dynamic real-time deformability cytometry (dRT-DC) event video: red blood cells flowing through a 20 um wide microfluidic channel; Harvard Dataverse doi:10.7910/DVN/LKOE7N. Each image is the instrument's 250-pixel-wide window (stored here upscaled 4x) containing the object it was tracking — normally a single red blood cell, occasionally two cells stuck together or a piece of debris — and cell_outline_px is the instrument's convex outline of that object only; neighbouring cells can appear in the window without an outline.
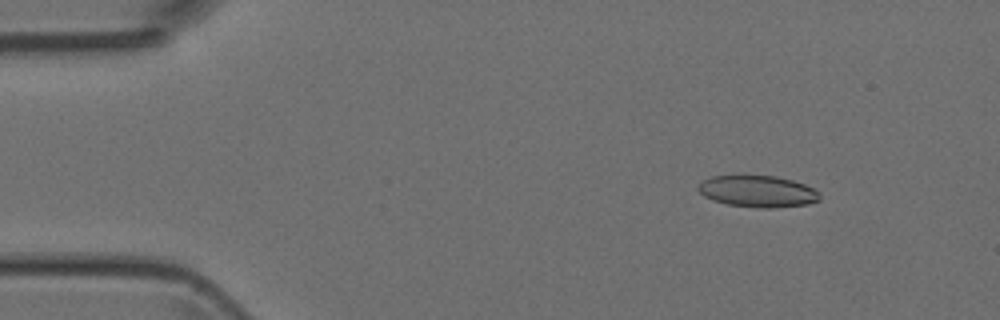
{"species": "Egyptian fruit bat (a non-hibernating species)", "species_latin": "Rousettus aegyptiacus", "temperature_condition": "room temperature", "stored_images_in_passage": 50, "camera_frame_rate_fps": 3000, "um_per_image_px": 0.085, "animal": {"sex": "female"}, "frame": {"image": 1, "passage_image": 6, "time_ms": 1.667, "image_size_px": [1000, 320], "cell_outline_px": [[820, 200], [808, 204], [772, 208], [756, 208], [728, 204], [712, 200], [704, 196], [696, 188], [704, 180], [712, 176], [744, 172], [776, 176], [792, 180], [804, 184], [820, 192]], "centroid_in_image_um": [64.38, 16.22], "position_along_channel_um": 20.6, "area_um2": 23.24}}
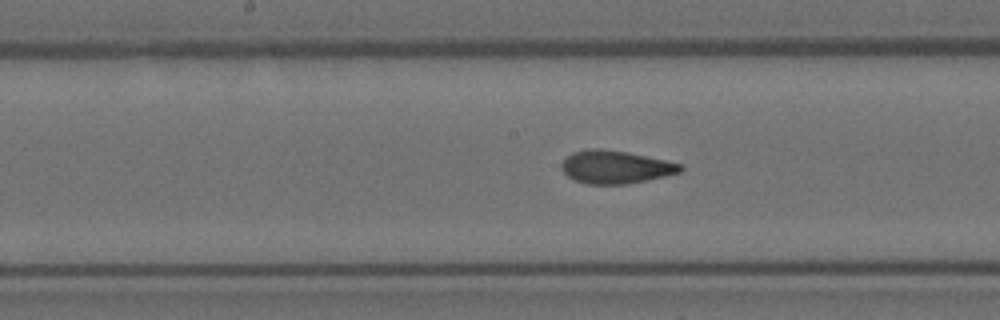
{"frame": {"image": 2, "passage_image": 25, "time_ms": 8.0, "image_size_px": [1000, 320], "cell_outline_px": [[684, 168], [680, 172], [664, 176], [624, 184], [584, 184], [568, 176], [560, 168], [560, 164], [572, 152], [588, 148], [600, 148], [628, 152], [664, 160], [680, 164]], "centroid_in_image_um": [52.27, 14.18], "position_along_channel_um": 195.9, "area_um2": 22.66}}
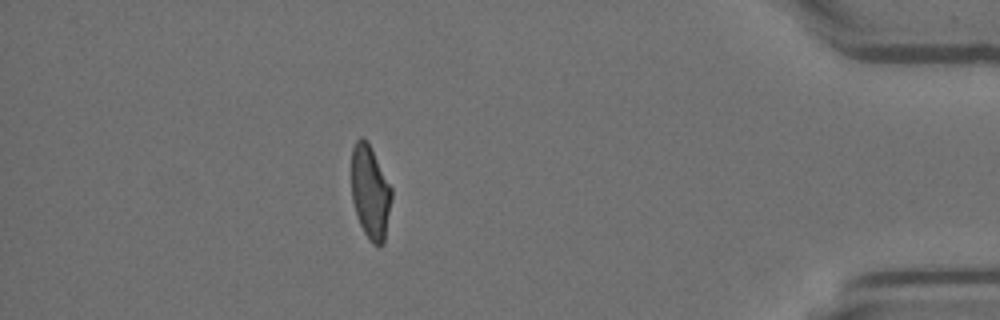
{"frame": {"image": 3, "passage_image": 44, "time_ms": 14.333, "image_size_px": [1000, 320], "cell_outline_px": [[392, 196], [384, 244], [372, 244], [368, 240], [360, 224], [352, 200], [352, 148], [356, 140], [360, 136], [368, 144], [392, 188]], "centroid_in_image_um": [31.47, 16.38], "position_along_channel_um": 403.7, "area_um2": 21.5}}